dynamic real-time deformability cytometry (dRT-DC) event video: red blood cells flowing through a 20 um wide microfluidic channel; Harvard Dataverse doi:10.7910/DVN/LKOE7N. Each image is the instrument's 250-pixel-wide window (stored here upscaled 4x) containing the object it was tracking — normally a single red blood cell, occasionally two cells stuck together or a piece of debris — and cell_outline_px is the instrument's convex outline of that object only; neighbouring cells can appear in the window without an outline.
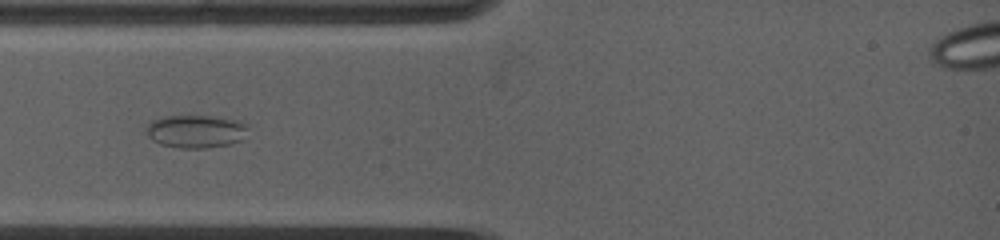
{"species": "common noctule bat (a hibernating species)", "species_latin": "Nyctalus noctula", "temperature_condition": "warm", "stored_images_in_passage": 5, "camera_frame_rate_fps": 5000, "um_per_image_px": 0.085, "animal": {"sex": "female", "body_mass_g": 19.0, "forearm_length_mm": 53.3}, "frame": {"image": 1, "passage_image": 2, "time_ms": 0.8, "image_size_px": [1000, 240], "cell_outline_px": [[248, 128], [240, 140], [228, 144], [208, 148], [180, 148], [160, 144], [152, 140], [144, 132], [144, 128], [152, 120], [160, 116], [212, 116], [240, 120], [248, 124]], "centroid_in_image_um": [16.6, 11.15], "position_along_channel_um": 68.4, "area_um2": 19.77}}
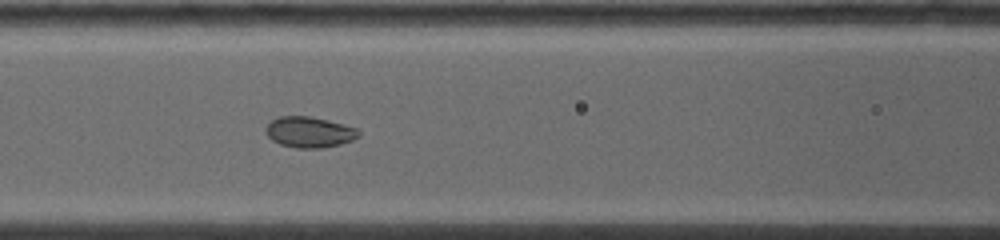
{"frame": {"image": 2, "passage_image": 5, "time_ms": 2.6, "image_size_px": [1000, 240], "cell_outline_px": [[360, 136], [352, 140], [340, 144], [324, 148], [296, 148], [280, 144], [272, 140], [264, 132], [264, 128], [272, 120], [280, 116], [308, 116], [328, 120], [344, 124], [356, 128], [360, 132]], "centroid_in_image_um": [26.29, 11.23], "position_along_channel_um": 140.3, "area_um2": 16.76}}